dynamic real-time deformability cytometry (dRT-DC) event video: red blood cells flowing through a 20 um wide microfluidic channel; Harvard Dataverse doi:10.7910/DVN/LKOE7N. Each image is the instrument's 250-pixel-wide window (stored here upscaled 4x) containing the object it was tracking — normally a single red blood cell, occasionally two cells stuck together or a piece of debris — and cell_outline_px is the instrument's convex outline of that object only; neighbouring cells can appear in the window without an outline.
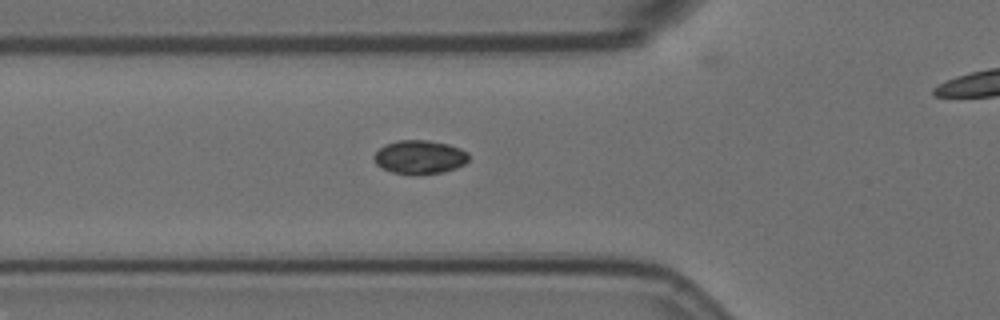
{"species": "Egyptian fruit bat (a non-hibernating species)", "species_latin": "Rousettus aegyptiacus", "temperature_condition": "room temperature", "stored_images_in_passage": 31, "camera_frame_rate_fps": 3000, "um_per_image_px": 0.085, "animal": {"sex": "female"}, "frame": {"image": 1, "passage_image": 2, "time_ms": 0.333, "image_size_px": [1000, 320], "cell_outline_px": [[468, 160], [464, 164], [456, 168], [444, 172], [416, 176], [392, 172], [380, 168], [376, 164], [372, 156], [384, 144], [396, 140], [428, 140], [448, 144], [460, 148], [468, 152]], "centroid_in_image_um": [35.65, 13.37], "position_along_channel_um": 90.2, "area_um2": 19.02}}
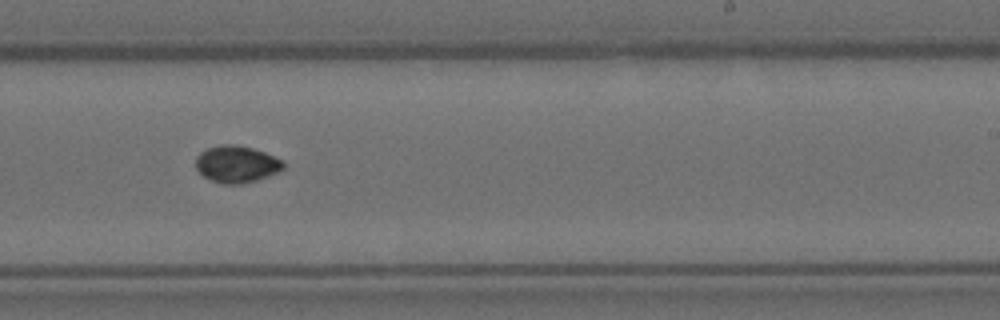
{"frame": {"image": 2, "passage_image": 17, "time_ms": 5.333, "image_size_px": [1000, 320], "cell_outline_px": [[284, 168], [268, 176], [256, 180], [240, 184], [220, 184], [204, 176], [196, 168], [196, 156], [200, 152], [208, 148], [220, 144], [236, 144], [252, 148], [264, 152], [284, 160]], "centroid_in_image_um": [20.1, 13.94], "position_along_channel_um": 268.9, "area_um2": 18.84}}
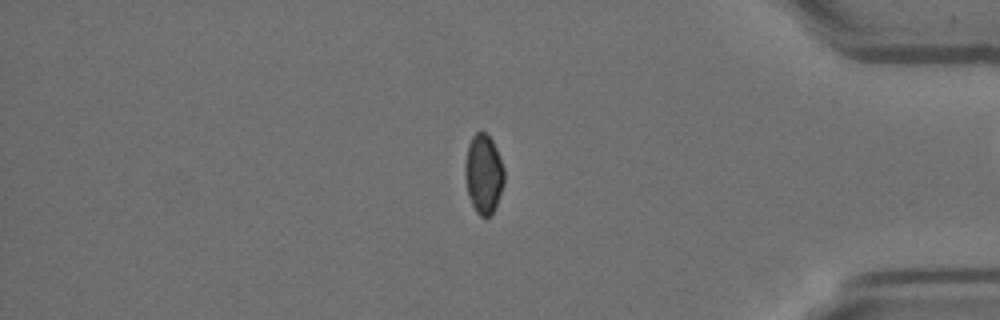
{"frame": {"image": 3, "passage_image": 30, "time_ms": 9.667, "image_size_px": [1000, 320], "cell_outline_px": [[504, 180], [492, 216], [480, 216], [476, 212], [472, 204], [468, 192], [464, 176], [464, 164], [468, 144], [472, 136], [476, 132], [484, 132], [492, 140], [496, 148], [504, 168]], "centroid_in_image_um": [41.08, 14.77], "position_along_channel_um": 394.1, "area_um2": 17.98}}